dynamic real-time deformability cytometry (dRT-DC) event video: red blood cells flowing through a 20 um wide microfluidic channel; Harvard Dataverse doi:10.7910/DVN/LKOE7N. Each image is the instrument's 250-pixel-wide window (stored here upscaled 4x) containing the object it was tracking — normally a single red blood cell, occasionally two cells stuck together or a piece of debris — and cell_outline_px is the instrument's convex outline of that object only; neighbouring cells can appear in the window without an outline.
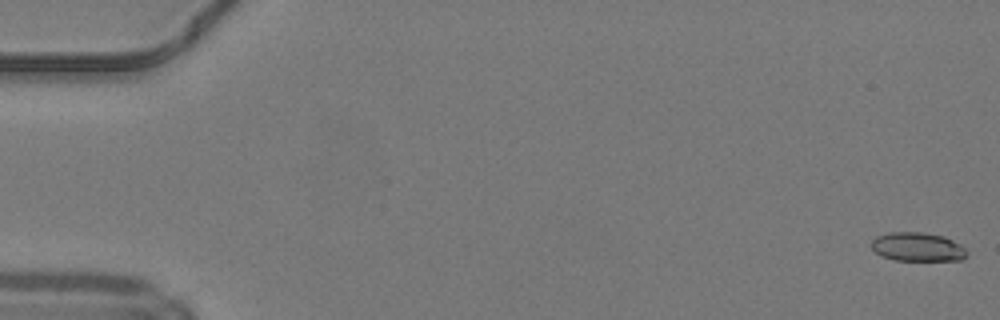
{"species": "common noctule bat (a hibernating species)", "species_latin": "Nyctalus noctula", "temperature_condition": "warm", "stored_images_in_passage": 49, "camera_frame_rate_fps": 3000, "um_per_image_px": 0.085, "animal": {"sex": "male", "body_mass_g": 19.2, "forearm_length_mm": 51.8}, "frame": {"image": 1, "passage_image": 1, "time_ms": 0.0, "image_size_px": [1000, 320], "cell_outline_px": [[968, 256], [964, 260], [896, 260], [884, 256], [876, 252], [872, 248], [872, 240], [876, 236], [888, 232], [920, 232], [944, 236], [960, 244], [968, 252]], "centroid_in_image_um": [78.03, 20.98], "position_along_channel_um": 7.0, "area_um2": 16.01}}
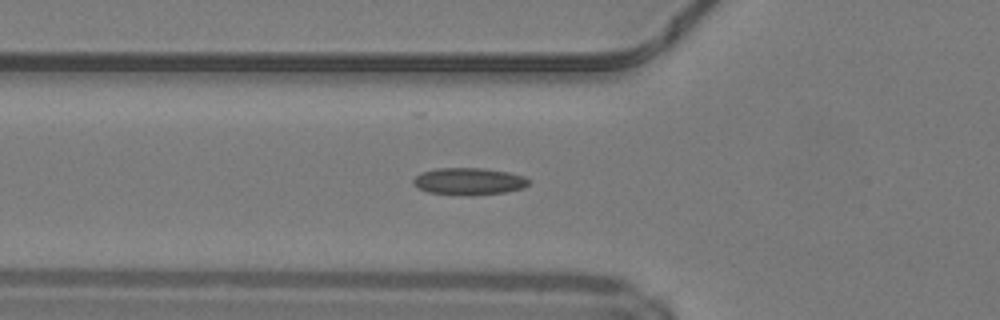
{"frame": {"image": 2, "passage_image": 18, "time_ms": 5.667, "image_size_px": [1000, 320], "cell_outline_px": [[528, 184], [524, 188], [504, 192], [428, 192], [420, 188], [412, 180], [420, 172], [436, 168], [484, 168], [508, 172], [524, 176], [528, 180]], "centroid_in_image_um": [39.87, 15.34], "position_along_channel_um": 85.9, "area_um2": 17.05}}
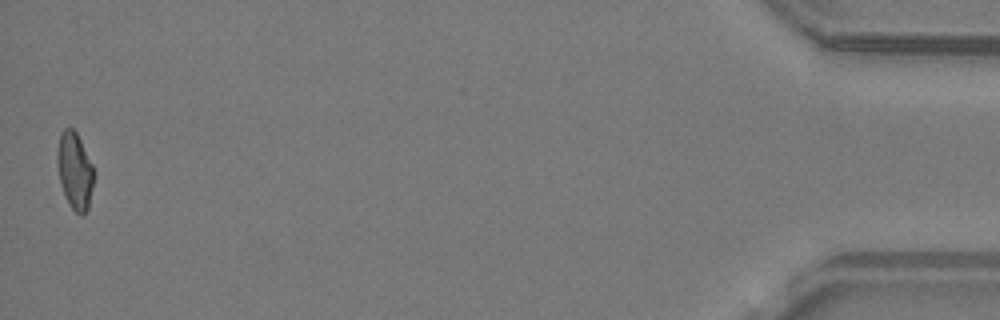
{"frame": {"image": 3, "passage_image": 49, "time_ms": 16.0, "image_size_px": [1000, 320], "cell_outline_px": [[96, 176], [88, 208], [84, 216], [80, 216], [72, 208], [60, 184], [56, 156], [60, 132], [64, 128], [72, 128], [76, 132], [92, 164]], "centroid_in_image_um": [6.37, 14.53], "position_along_channel_um": 428.8, "area_um2": 16.53}, "authors_computed_cell_mechanics": {"area_um2": 16.8776, "velocity_mm_per_s": 4.2334, "shape_relaxation_time_tau1_ms": 10.1298, "shape_relaxation_time_tau2_ms": 2.2258, "deformation_change_tau1": 0.197, "deformation_change_tau2": 0.0888}}